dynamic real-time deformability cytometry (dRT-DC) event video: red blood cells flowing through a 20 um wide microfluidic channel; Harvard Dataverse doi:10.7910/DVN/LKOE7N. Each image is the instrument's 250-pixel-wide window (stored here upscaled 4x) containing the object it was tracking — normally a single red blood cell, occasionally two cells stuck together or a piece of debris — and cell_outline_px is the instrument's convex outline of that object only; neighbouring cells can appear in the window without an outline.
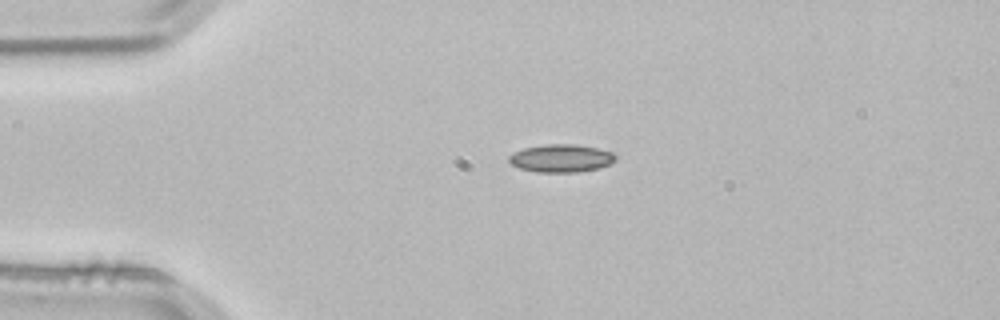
{"species": "common noctule bat (a hibernating species)", "species_latin": "Nyctalus noctula", "temperature_condition": "room temperature", "stored_images_in_passage": 2, "camera_frame_rate_fps": 3000, "um_per_image_px": 0.085, "animal": {"sex": "male", "body_mass_g": 21.5, "forearm_length_mm": 52.0}, "frame": {"image": 1, "passage_image": 1, "time_ms": 0.0, "image_size_px": [1000, 320], "cell_outline_px": [[616, 160], [612, 164], [600, 168], [576, 172], [536, 172], [520, 168], [512, 164], [508, 160], [508, 156], [512, 152], [524, 148], [544, 144], [576, 144], [596, 148], [612, 152], [616, 156]], "centroid_in_image_um": [47.7, 13.45], "position_along_channel_um": 37.3, "area_um2": 17.46}}
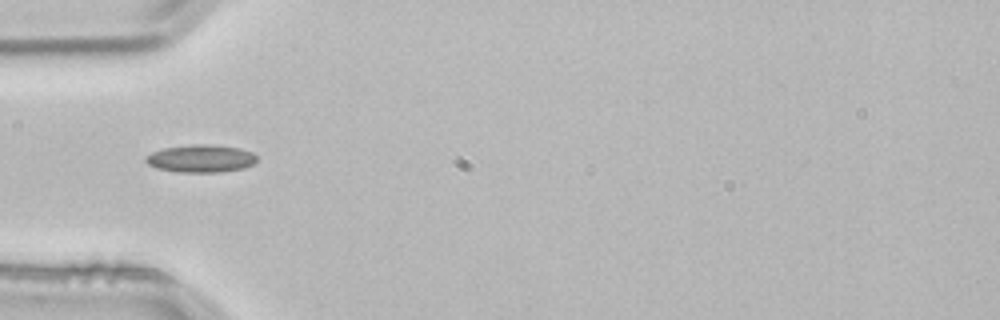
{"frame": {"image": 2, "passage_image": 2, "time_ms": 0.333, "image_size_px": [1000, 320], "cell_outline_px": [[256, 164], [244, 168], [220, 172], [176, 172], [156, 168], [148, 164], [144, 160], [144, 156], [152, 152], [164, 148], [192, 144], [212, 144], [240, 148], [252, 152], [256, 156]], "centroid_in_image_um": [17.07, 13.47], "position_along_channel_um": 67.9, "area_um2": 18.15}}